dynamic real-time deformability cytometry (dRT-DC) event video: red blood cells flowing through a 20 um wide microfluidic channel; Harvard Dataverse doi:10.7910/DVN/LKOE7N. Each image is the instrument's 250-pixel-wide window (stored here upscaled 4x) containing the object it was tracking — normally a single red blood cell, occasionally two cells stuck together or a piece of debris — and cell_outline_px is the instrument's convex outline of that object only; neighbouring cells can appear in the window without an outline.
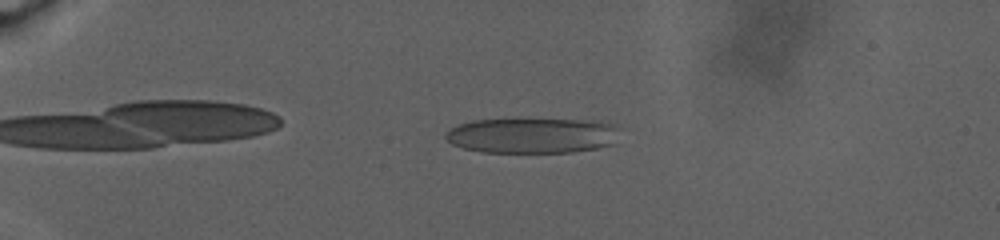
{"species": "human", "species_latin": "Homo sapiens", "temperature_condition": "warm", "stored_images_in_passage": 51, "camera_frame_rate_fps": 3000, "um_per_image_px": 0.085, "donor": {"sex": "male"}, "frame": {"image": 1, "passage_image": 29, "time_ms": 7.333, "image_size_px": [1000, 240], "cell_outline_px": [[616, 128], [612, 144], [596, 148], [572, 152], [484, 152], [464, 148], [452, 144], [444, 136], [444, 132], [460, 124], [472, 120], [520, 116], [580, 120], [616, 124]], "centroid_in_image_um": [45.14, 11.46], "position_along_channel_um": 39.9, "area_um2": 36.7}}
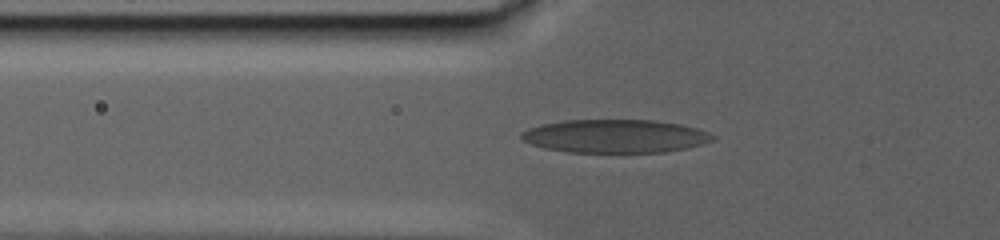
{"frame": {"image": 2, "passage_image": 45, "time_ms": 11.333, "image_size_px": [1000, 240], "cell_outline_px": [[716, 136], [712, 140], [688, 148], [664, 152], [568, 152], [544, 148], [532, 144], [524, 140], [520, 136], [520, 132], [528, 128], [540, 124], [564, 120], [656, 120], [680, 124], [696, 128], [708, 132]], "centroid_in_image_um": [52.27, 11.57], "position_along_channel_um": 73.5, "area_um2": 37.17}}
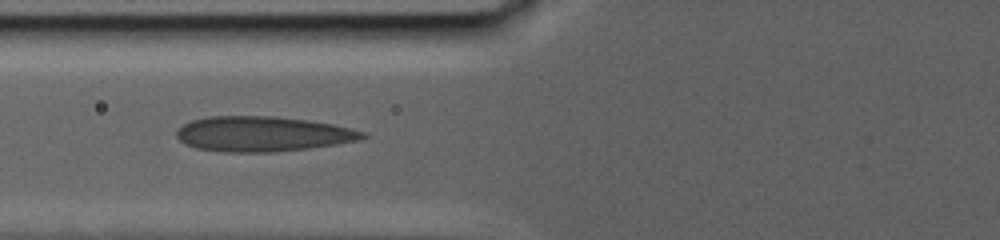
{"frame": {"image": 3, "passage_image": 50, "time_ms": 12.667, "image_size_px": [1000, 240], "cell_outline_px": [[368, 136], [356, 140], [336, 144], [308, 148], [272, 152], [220, 152], [196, 148], [184, 144], [176, 136], [176, 132], [184, 124], [192, 120], [208, 116], [276, 116], [308, 120], [332, 124], [352, 128], [364, 132]], "centroid_in_image_um": [22.29, 11.38], "position_along_channel_um": 103.5, "area_um2": 38.03}}